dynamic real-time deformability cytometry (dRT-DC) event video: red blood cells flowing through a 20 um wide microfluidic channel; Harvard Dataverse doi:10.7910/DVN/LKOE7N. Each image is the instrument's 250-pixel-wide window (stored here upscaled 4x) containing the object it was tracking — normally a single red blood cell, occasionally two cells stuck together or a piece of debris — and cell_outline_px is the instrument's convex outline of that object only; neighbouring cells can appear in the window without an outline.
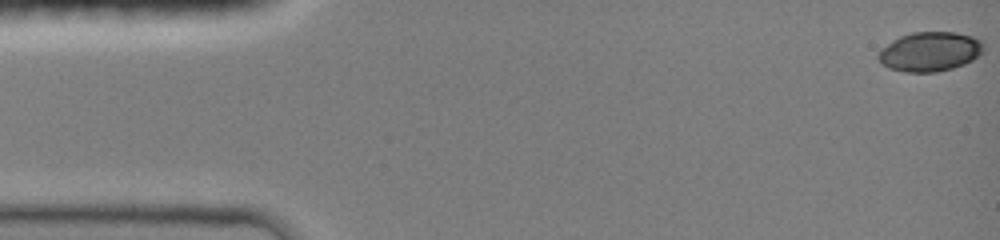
{"species": "common noctule bat (a hibernating species)", "species_latin": "Nyctalus noctula", "temperature_condition": "room temperature", "stored_images_in_passage": 5, "camera_frame_rate_fps": 3000, "um_per_image_px": 0.085, "animal": {"sex": "female", "body_mass_g": 19.0, "forearm_length_mm": 51.5}, "frame": {"image": 1, "passage_image": 1, "time_ms": 0.0, "image_size_px": [1000, 240], "cell_outline_px": [[984, 48], [972, 60], [964, 64], [952, 68], [936, 72], [904, 72], [888, 68], [876, 56], [892, 40], [900, 36], [912, 32], [956, 32], [972, 36], [984, 40]], "centroid_in_image_um": [79.07, 4.38], "position_along_channel_um": 5.9, "area_um2": 24.1}}
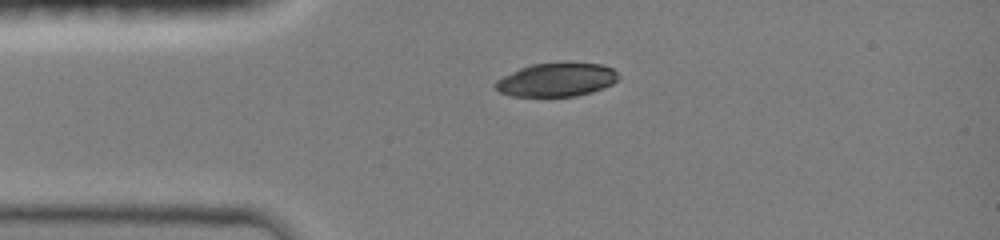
{"frame": {"image": 2, "passage_image": 4, "time_ms": 3.333, "image_size_px": [1000, 240], "cell_outline_px": [[620, 76], [612, 84], [592, 92], [576, 96], [512, 96], [500, 92], [492, 84], [496, 80], [520, 68], [532, 64], [564, 60], [600, 64], [612, 68]], "centroid_in_image_um": [47.32, 6.74], "position_along_channel_um": 37.7, "area_um2": 24.57}}